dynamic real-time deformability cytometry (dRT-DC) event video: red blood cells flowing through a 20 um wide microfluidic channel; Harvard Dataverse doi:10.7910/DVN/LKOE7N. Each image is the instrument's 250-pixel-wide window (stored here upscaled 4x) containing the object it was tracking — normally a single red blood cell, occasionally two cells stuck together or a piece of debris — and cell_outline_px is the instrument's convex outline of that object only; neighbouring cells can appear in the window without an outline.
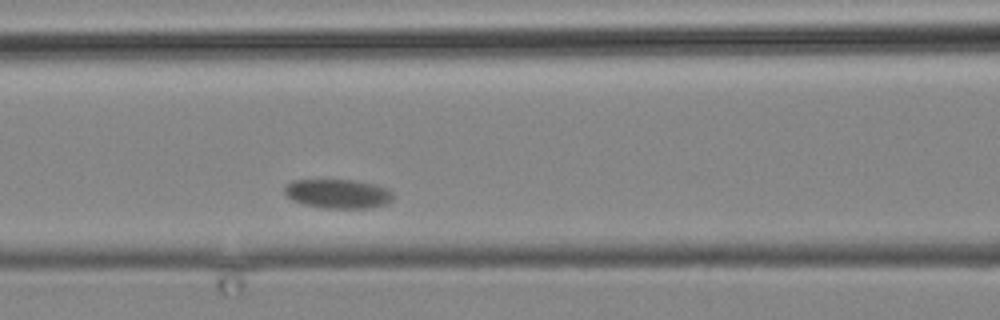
{"species": "common noctule bat (a hibernating species)", "species_latin": "Nyctalus noctula", "temperature_condition": "cold", "stored_images_in_passage": 7, "camera_frame_rate_fps": 3000, "um_per_image_px": 0.085, "animal": {"sex": "male", "body_mass_g": 19.2, "forearm_length_mm": 51.8}, "frame": {"image": 1, "passage_image": 7, "time_ms": 7.0, "image_size_px": [1000, 320], "cell_outline_px": [[392, 200], [388, 204], [368, 208], [320, 208], [304, 204], [292, 200], [284, 192], [284, 184], [292, 180], [352, 180], [376, 184], [388, 188], [392, 192]], "centroid_in_image_um": [28.72, 16.47], "position_along_channel_um": 137.9, "area_um2": 18.67}}